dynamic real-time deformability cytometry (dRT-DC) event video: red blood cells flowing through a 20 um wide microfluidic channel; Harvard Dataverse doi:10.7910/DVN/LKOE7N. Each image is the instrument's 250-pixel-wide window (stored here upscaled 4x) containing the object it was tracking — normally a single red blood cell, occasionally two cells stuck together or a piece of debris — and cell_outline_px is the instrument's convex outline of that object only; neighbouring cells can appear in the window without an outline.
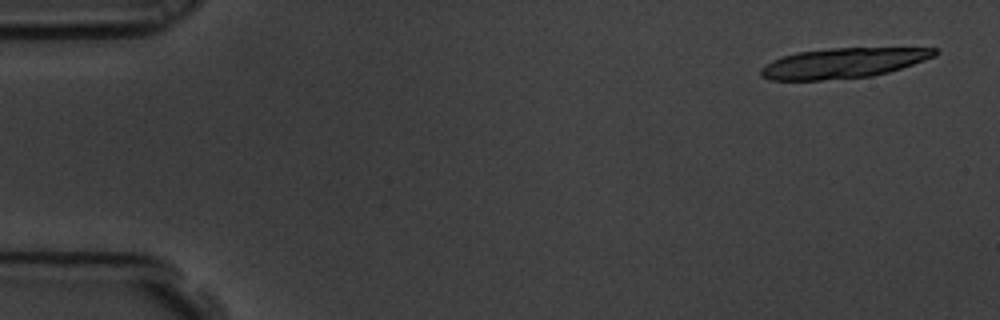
{"species": "common noctule bat (a hibernating species)", "species_latin": "Nyctalus noctula", "temperature_condition": "room temperature", "stored_images_in_passage": 6, "camera_frame_rate_fps": 3000, "um_per_image_px": 0.085, "animal": {"sex": "male", "body_mass_g": 19.5, "forearm_length_mm": 54.6}, "frame": {"image": 1, "passage_image": 1, "time_ms": 0.0, "image_size_px": [1000, 320], "cell_outline_px": [[940, 52], [936, 56], [888, 72], [872, 76], [820, 80], [768, 80], [760, 76], [760, 68], [764, 64], [772, 60], [796, 52], [832, 48], [936, 48]], "centroid_in_image_um": [71.63, 5.36], "position_along_channel_um": 13.4, "area_um2": 30.46}}